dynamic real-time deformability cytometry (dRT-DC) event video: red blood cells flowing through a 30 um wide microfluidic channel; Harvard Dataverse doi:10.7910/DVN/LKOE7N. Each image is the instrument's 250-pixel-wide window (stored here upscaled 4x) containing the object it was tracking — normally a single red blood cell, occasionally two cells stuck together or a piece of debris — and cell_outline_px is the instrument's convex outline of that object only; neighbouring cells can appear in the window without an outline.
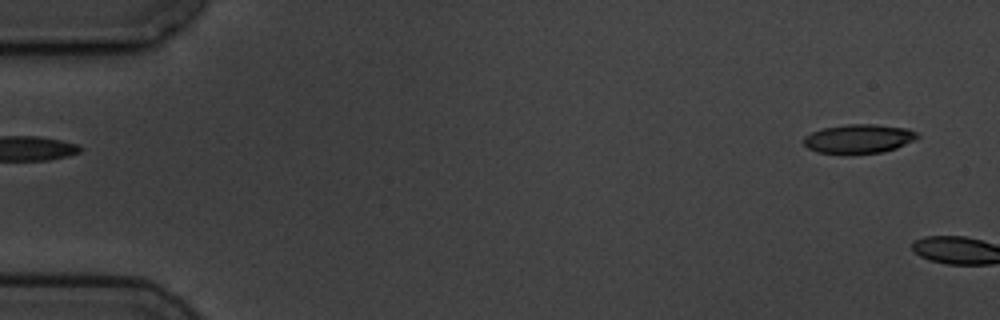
{"species": "common noctule bat (a hibernating species)", "species_latin": "Nyctalus noctula", "temperature_condition": "cold", "stored_images_in_passage": 6, "segment_of_instrument_passage": [2, 2], "camera_frame_rate_fps": 3000, "um_per_image_px": 0.085, "animal": {"sex": "male", "body_mass_g": 19.5, "forearm_length_mm": 54.6}, "frame": {"image": 1, "passage_image": 6, "time_ms": 6.0, "image_size_px": [1000, 320], "cell_outline_px": [[920, 136], [896, 148], [880, 152], [816, 152], [808, 148], [804, 144], [804, 136], [820, 128], [844, 124], [876, 124], [908, 128], [916, 132]], "centroid_in_image_um": [72.97, 11.75], "position_along_channel_um": 12.0, "area_um2": 18.84}}